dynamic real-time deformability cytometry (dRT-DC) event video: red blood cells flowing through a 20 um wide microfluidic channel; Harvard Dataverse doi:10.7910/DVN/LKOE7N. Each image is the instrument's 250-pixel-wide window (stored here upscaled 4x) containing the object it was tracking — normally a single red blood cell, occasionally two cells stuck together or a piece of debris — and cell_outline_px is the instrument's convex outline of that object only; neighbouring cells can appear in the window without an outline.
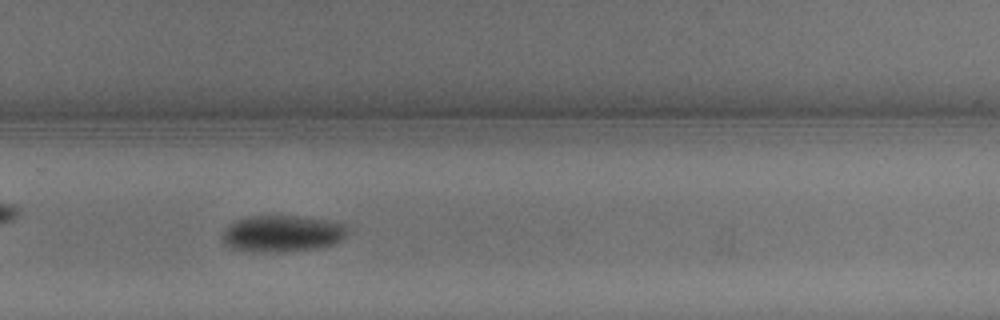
{"species": "common noctule bat (a hibernating species)", "species_latin": "Nyctalus noctula", "temperature_condition": "warm", "stored_images_in_passage": 16, "camera_frame_rate_fps": 3000, "um_per_image_px": 0.085, "animal": {"sex": "male", "body_mass_g": 13.3}, "frame": {"image": 1, "passage_image": 12, "time_ms": 3.667, "image_size_px": [1000, 320], "cell_outline_px": [[348, 228], [344, 236], [340, 240], [324, 248], [288, 252], [260, 252], [232, 248], [224, 244], [220, 236], [236, 220], [248, 216], [300, 216], [348, 224]], "centroid_in_image_um": [24.01, 19.87], "position_along_channel_um": 305.8, "area_um2": 26.82}}
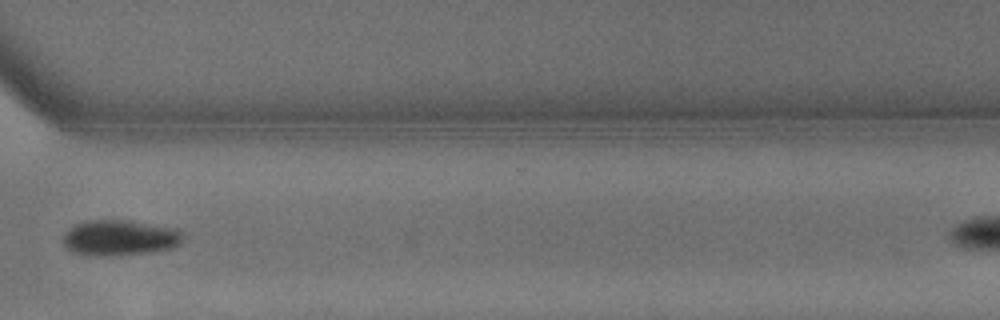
{"frame": {"image": 2, "passage_image": 14, "time_ms": 4.333, "image_size_px": [1000, 320], "cell_outline_px": [[184, 232], [180, 240], [176, 244], [168, 248], [152, 252], [108, 256], [92, 256], [72, 252], [64, 244], [64, 232], [68, 228], [76, 224], [88, 220], [128, 220], [180, 228]], "centroid_in_image_um": [10.16, 20.2], "position_along_channel_um": 360.4, "area_um2": 24.97}}